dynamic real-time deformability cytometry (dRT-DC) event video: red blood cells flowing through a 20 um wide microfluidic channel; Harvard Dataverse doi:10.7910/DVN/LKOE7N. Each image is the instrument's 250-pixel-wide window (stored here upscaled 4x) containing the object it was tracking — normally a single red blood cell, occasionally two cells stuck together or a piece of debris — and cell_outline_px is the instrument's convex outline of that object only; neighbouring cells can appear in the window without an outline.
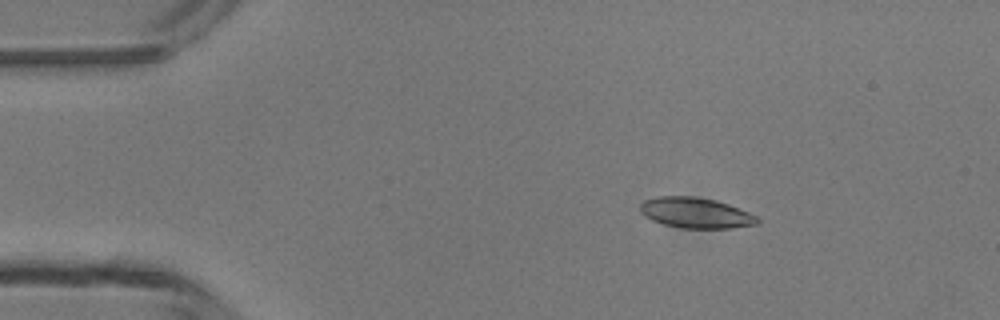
{"species": "common noctule bat (a hibernating species)", "species_latin": "Nyctalus noctula", "temperature_condition": "room temperature", "stored_images_in_passage": 4, "camera_frame_rate_fps": 3000, "um_per_image_px": 0.085, "animal": {"sex": "male", "body_mass_g": 13.3}, "frame": {"image": 1, "passage_image": 2, "time_ms": 1.0, "image_size_px": [1000, 320], "cell_outline_px": [[760, 220], [756, 224], [732, 228], [680, 228], [664, 224], [652, 220], [644, 216], [640, 212], [640, 204], [644, 200], [656, 196], [692, 196], [716, 200], [728, 204], [748, 212], [756, 216]], "centroid_in_image_um": [59.1, 18.09], "position_along_channel_um": 25.9, "area_um2": 20.87}}
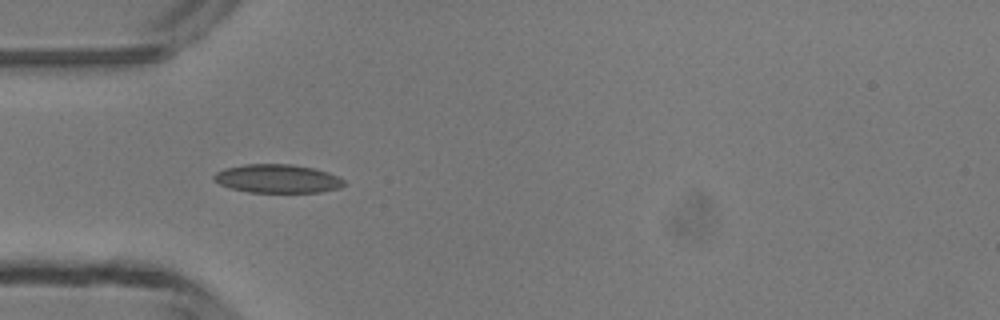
{"frame": {"image": 2, "passage_image": 4, "time_ms": 3.333, "image_size_px": [1000, 320], "cell_outline_px": [[344, 184], [340, 188], [320, 192], [248, 192], [228, 188], [212, 180], [212, 176], [216, 172], [224, 168], [244, 164], [292, 164], [312, 168], [328, 172], [344, 180]], "centroid_in_image_um": [23.53, 15.18], "position_along_channel_um": 61.5, "area_um2": 21.73}}